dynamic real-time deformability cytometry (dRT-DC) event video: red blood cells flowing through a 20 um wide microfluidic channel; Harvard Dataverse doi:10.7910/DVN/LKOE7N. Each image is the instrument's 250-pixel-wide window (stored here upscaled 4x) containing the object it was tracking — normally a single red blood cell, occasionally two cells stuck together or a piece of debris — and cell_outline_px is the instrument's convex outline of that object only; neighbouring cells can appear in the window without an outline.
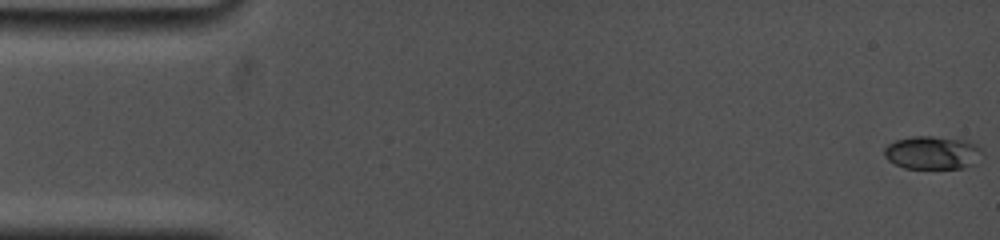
{"species": "common noctule bat (a hibernating species)", "species_latin": "Nyctalus noctula", "temperature_condition": "cold", "stored_images_in_passage": 111, "camera_frame_rate_fps": 5000, "um_per_image_px": 0.085, "animal": {"sex": "female", "body_mass_g": 19.0, "forearm_length_mm": 53.3}, "frame": {"image": 1, "passage_image": 1, "time_ms": 0.0, "image_size_px": [1000, 240], "cell_outline_px": [[984, 152], [976, 164], [964, 168], [904, 168], [888, 160], [884, 156], [884, 148], [888, 144], [896, 140], [912, 136], [932, 136], [968, 140], [976, 144]], "centroid_in_image_um": [79.29, 12.97], "position_along_channel_um": 5.7, "area_um2": 19.19}}
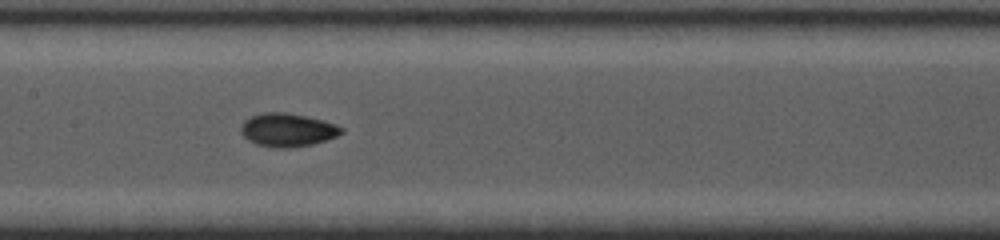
{"frame": {"image": 2, "passage_image": 56, "time_ms": 8.2, "image_size_px": [1000, 240], "cell_outline_px": [[344, 132], [336, 136], [312, 144], [288, 148], [276, 148], [256, 144], [248, 140], [240, 132], [240, 128], [244, 120], [252, 116], [264, 112], [284, 112], [324, 120], [336, 124], [344, 128]], "centroid_in_image_um": [24.43, 11.04], "position_along_channel_um": 183.0, "area_um2": 19.48}}
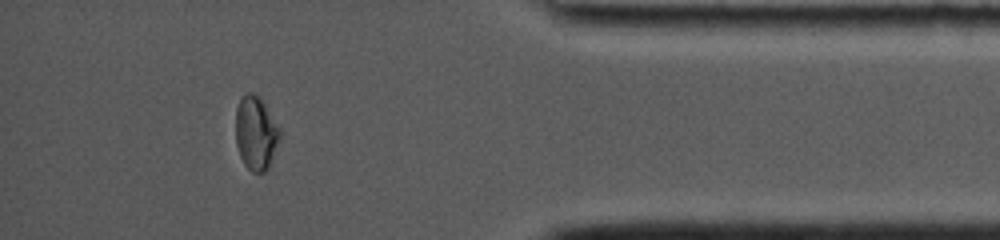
{"frame": {"image": 3, "passage_image": 100, "time_ms": 14.8, "image_size_px": [1000, 240], "cell_outline_px": [[280, 140], [268, 168], [264, 172], [252, 172], [244, 164], [240, 156], [236, 144], [236, 108], [240, 100], [248, 92], [252, 92], [260, 96], [264, 100], [280, 128]], "centroid_in_image_um": [21.77, 11.29], "position_along_channel_um": 413.4, "area_um2": 19.19}, "authors_computed_cell_mechanics": {"area_um2": 18.1492, "velocity_mm_per_s": 3.8101, "shape_relaxation_time_tau1_ms": 5.7417, "shape_relaxation_time_tau2_ms": 1.6463, "deformation_change_tau1": 0.171, "deformation_change_tau2": 0.0367}}